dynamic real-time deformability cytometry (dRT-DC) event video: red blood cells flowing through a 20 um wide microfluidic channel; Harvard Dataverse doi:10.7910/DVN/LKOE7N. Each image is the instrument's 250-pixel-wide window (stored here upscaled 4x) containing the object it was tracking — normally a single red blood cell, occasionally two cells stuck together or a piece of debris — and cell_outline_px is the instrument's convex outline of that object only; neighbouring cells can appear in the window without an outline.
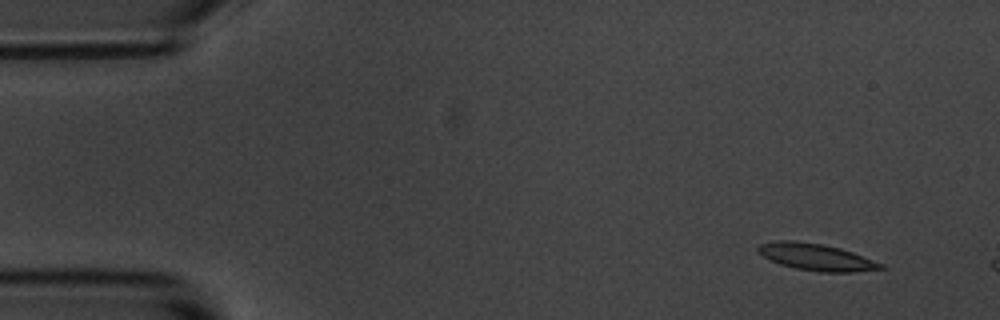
{"species": "common noctule bat (a hibernating species)", "species_latin": "Nyctalus noctula", "temperature_condition": "room temperature", "stored_images_in_passage": 4, "camera_frame_rate_fps": 3000, "um_per_image_px": 0.085, "animal": {"sex": "male", "body_mass_g": 20.1, "forearm_length_mm": 53.5}, "frame": {"image": 1, "passage_image": 1, "time_ms": 0.0, "image_size_px": [1000, 320], "cell_outline_px": [[888, 268], [852, 272], [820, 272], [796, 268], [780, 264], [756, 252], [756, 248], [760, 244], [776, 240], [792, 240], [820, 244], [840, 248], [852, 252], [884, 264]], "centroid_in_image_um": [69.38, 21.85], "position_along_channel_um": 15.6, "area_um2": 19.07}}